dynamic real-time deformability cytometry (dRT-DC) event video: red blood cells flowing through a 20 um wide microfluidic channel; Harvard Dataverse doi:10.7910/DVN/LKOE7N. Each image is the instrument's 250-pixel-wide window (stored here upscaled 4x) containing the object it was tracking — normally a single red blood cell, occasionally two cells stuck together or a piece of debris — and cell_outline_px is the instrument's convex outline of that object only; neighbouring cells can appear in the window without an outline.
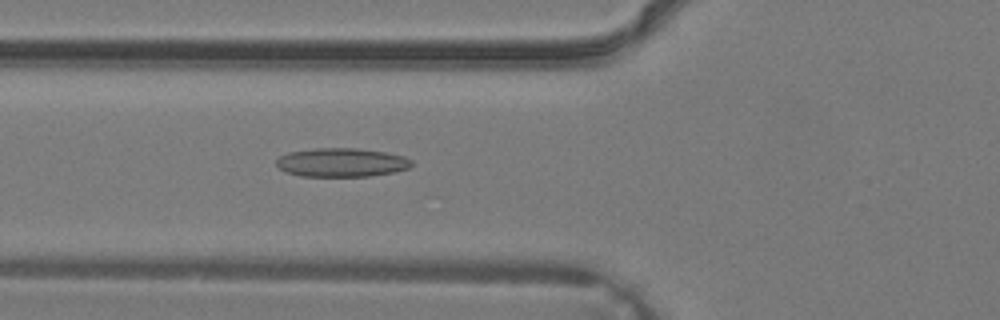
{"species": "common noctule bat (a hibernating species)", "species_latin": "Nyctalus noctula", "temperature_condition": "warm", "stored_images_in_passage": 26, "camera_frame_rate_fps": 3000, "um_per_image_px": 0.085, "animal": {"sex": "male", "body_mass_g": 19.2, "forearm_length_mm": 51.8}, "frame": {"image": 1, "passage_image": 3, "time_ms": 0.667, "image_size_px": [1000, 320], "cell_outline_px": [[412, 164], [408, 168], [396, 172], [368, 176], [300, 176], [284, 172], [276, 164], [276, 160], [280, 156], [288, 152], [316, 148], [356, 148], [384, 152], [404, 156], [412, 160]], "centroid_in_image_um": [29.02, 13.81], "position_along_channel_um": 96.8, "area_um2": 22.72}}
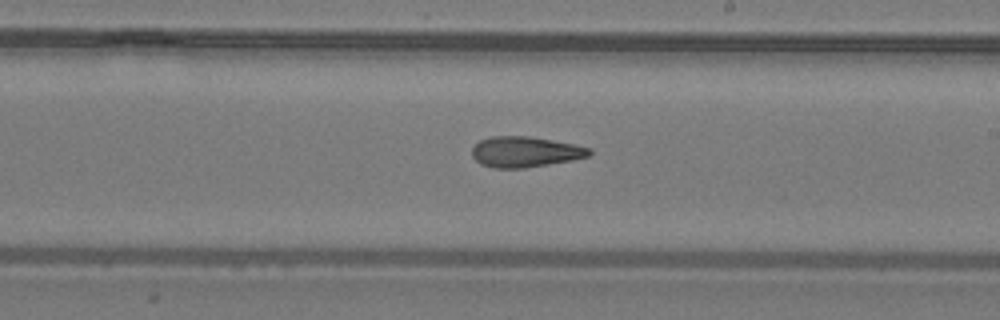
{"frame": {"image": 2, "passage_image": 11, "time_ms": 3.333, "image_size_px": [1000, 320], "cell_outline_px": [[592, 152], [588, 156], [572, 160], [524, 168], [492, 168], [480, 164], [472, 156], [472, 148], [480, 140], [492, 136], [528, 136], [552, 140], [592, 148]], "centroid_in_image_um": [44.62, 12.91], "position_along_channel_um": 244.4, "area_um2": 20.87}}
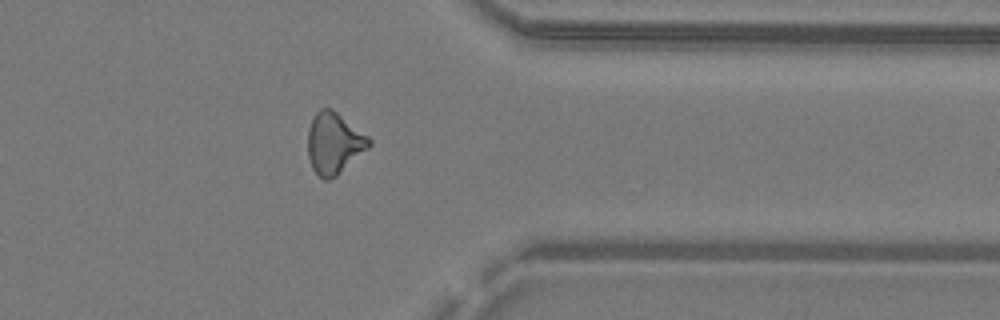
{"frame": {"image": 3, "passage_image": 19, "time_ms": 6.0, "image_size_px": [1000, 320], "cell_outline_px": [[372, 144], [368, 148], [336, 176], [328, 180], [324, 180], [312, 168], [308, 156], [308, 128], [312, 116], [320, 108], [332, 108], [368, 136], [372, 140]], "centroid_in_image_um": [28.38, 12.15], "position_along_channel_um": 383.0, "area_um2": 21.85}}